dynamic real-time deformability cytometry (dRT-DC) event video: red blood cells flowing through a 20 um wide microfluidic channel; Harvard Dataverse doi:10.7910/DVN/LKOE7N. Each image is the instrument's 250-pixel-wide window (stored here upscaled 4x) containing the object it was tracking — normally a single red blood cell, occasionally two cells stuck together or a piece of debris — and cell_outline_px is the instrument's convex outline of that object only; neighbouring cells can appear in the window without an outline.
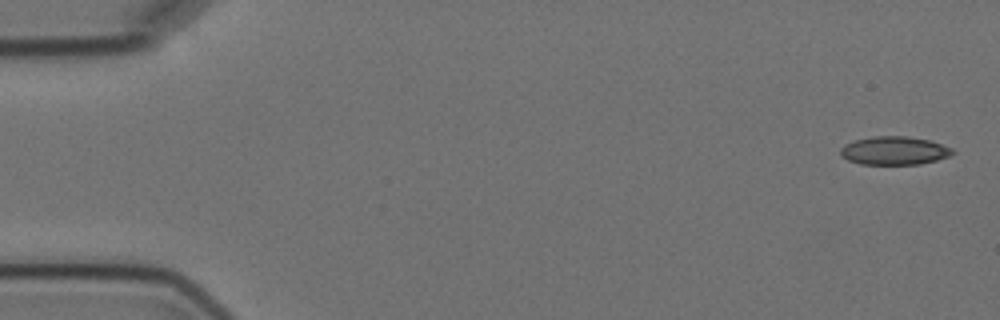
{"species": "Egyptian fruit bat (a non-hibernating species)", "species_latin": "Rousettus aegyptiacus", "temperature_condition": "cold", "stored_images_in_passage": 5, "camera_frame_rate_fps": 3000, "um_per_image_px": 0.085, "animal": {"sex": "female"}, "frame": {"image": 1, "passage_image": 1, "time_ms": 0.0, "image_size_px": [1000, 320], "cell_outline_px": [[956, 152], [948, 156], [936, 160], [920, 164], [860, 164], [848, 160], [840, 156], [840, 148], [844, 144], [856, 140], [872, 136], [908, 136], [932, 140], [952, 148]], "centroid_in_image_um": [76.01, 12.79], "position_along_channel_um": 9.0, "area_um2": 18.67}}
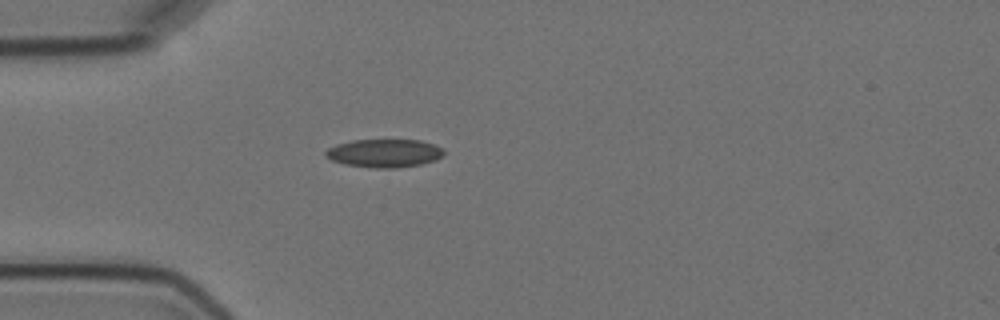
{"frame": {"image": 2, "passage_image": 5, "time_ms": 4.667, "image_size_px": [1000, 320], "cell_outline_px": [[444, 156], [436, 160], [420, 164], [396, 168], [372, 168], [344, 164], [332, 160], [324, 156], [324, 152], [328, 148], [336, 144], [352, 140], [420, 140], [436, 144], [444, 148]], "centroid_in_image_um": [32.68, 13.02], "position_along_channel_um": 52.3, "area_um2": 19.71}}